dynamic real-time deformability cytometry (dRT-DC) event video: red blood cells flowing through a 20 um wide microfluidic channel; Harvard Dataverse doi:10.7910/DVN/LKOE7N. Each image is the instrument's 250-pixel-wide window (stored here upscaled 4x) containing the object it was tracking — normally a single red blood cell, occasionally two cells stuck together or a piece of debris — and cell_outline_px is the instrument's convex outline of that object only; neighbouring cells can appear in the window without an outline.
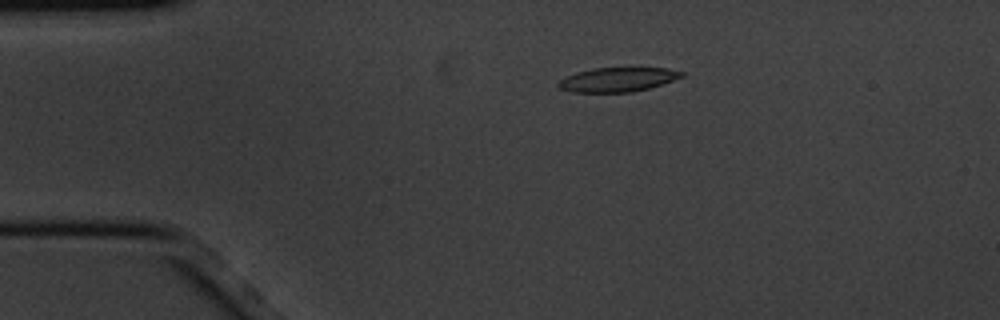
{"species": "common noctule bat (a hibernating species)", "species_latin": "Nyctalus noctula", "temperature_condition": "cold", "stored_images_in_passage": 9, "camera_frame_rate_fps": 3000, "um_per_image_px": 0.085, "animal": {"sex": "male", "body_mass_g": 20.1, "forearm_length_mm": 53.5}, "frame": {"image": 1, "passage_image": 1, "time_ms": 0.0, "image_size_px": [1000, 320], "cell_outline_px": [[684, 76], [648, 88], [632, 92], [572, 92], [560, 88], [556, 84], [560, 80], [576, 72], [592, 68], [632, 64], [668, 68], [684, 72]], "centroid_in_image_um": [52.55, 6.69], "position_along_channel_um": 32.4, "area_um2": 18.32}}
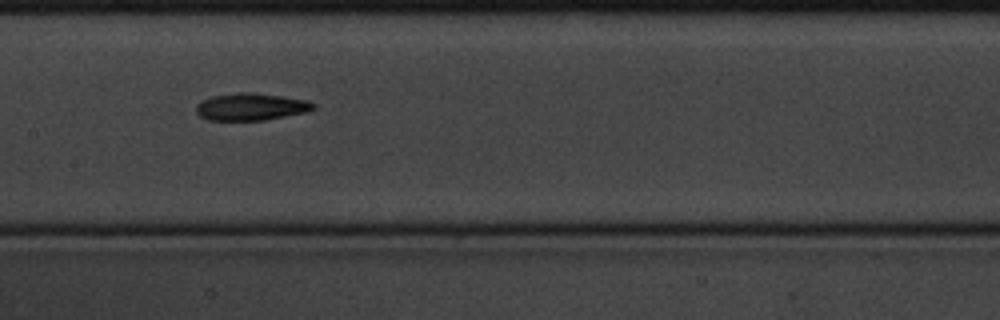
{"frame": {"image": 2, "passage_image": 6, "time_ms": 1.667, "image_size_px": [1000, 320], "cell_outline_px": [[316, 108], [304, 112], [264, 120], [208, 120], [200, 116], [196, 112], [196, 104], [200, 100], [212, 96], [240, 92], [248, 92], [284, 96], [308, 100], [316, 104]], "centroid_in_image_um": [21.31, 9.07], "position_along_channel_um": 186.1, "area_um2": 18.61}}
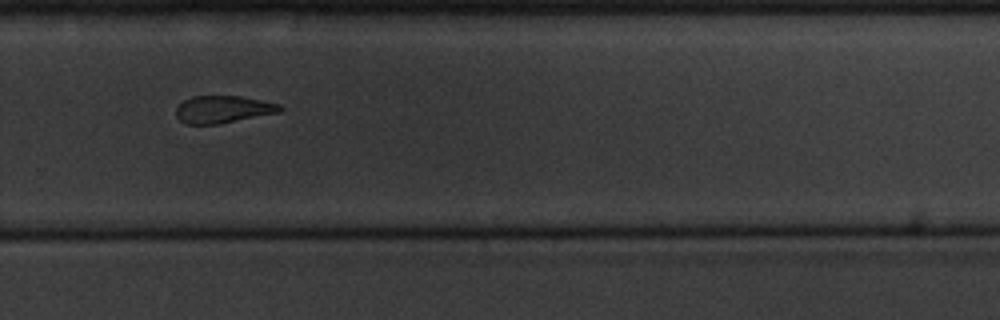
{"frame": {"image": 3, "passage_image": 9, "time_ms": 2.667, "image_size_px": [1000, 320], "cell_outline_px": [[284, 108], [280, 112], [220, 124], [188, 124], [180, 120], [176, 116], [176, 108], [184, 100], [192, 96], [240, 96], [280, 104]], "centroid_in_image_um": [18.97, 9.3], "position_along_channel_um": 310.8, "area_um2": 16.53}}